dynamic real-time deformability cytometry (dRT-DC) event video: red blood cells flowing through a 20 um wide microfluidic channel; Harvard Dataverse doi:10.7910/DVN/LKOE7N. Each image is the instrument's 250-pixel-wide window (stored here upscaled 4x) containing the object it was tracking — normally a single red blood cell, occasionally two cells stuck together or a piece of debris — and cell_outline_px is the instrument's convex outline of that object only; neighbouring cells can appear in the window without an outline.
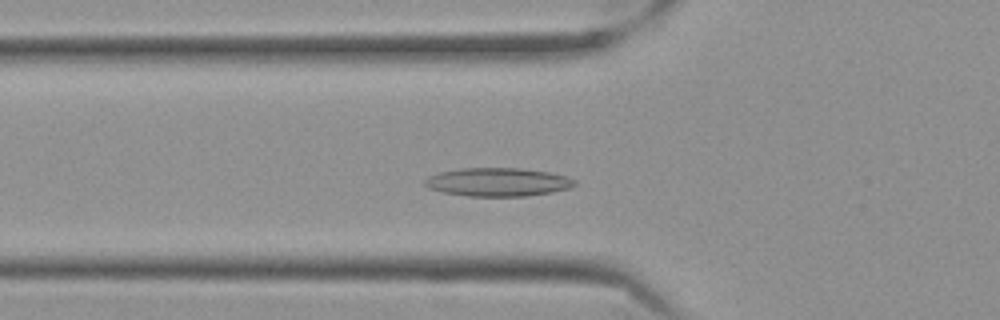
{"species": "Egyptian fruit bat (a non-hibernating species)", "species_latin": "Rousettus aegyptiacus", "temperature_condition": "cold", "stored_images_in_passage": 54, "camera_frame_rate_fps": 3000, "um_per_image_px": 0.085, "frame": {"image": 1, "passage_image": 16, "time_ms": 5.0, "image_size_px": [1000, 320], "cell_outline_px": [[576, 184], [572, 188], [552, 192], [524, 196], [468, 196], [444, 192], [428, 188], [424, 184], [424, 180], [428, 176], [440, 172], [464, 168], [520, 168], [548, 172], [564, 176], [576, 180]], "centroid_in_image_um": [42.32, 15.47], "position_along_channel_um": 83.5, "area_um2": 24.74}}
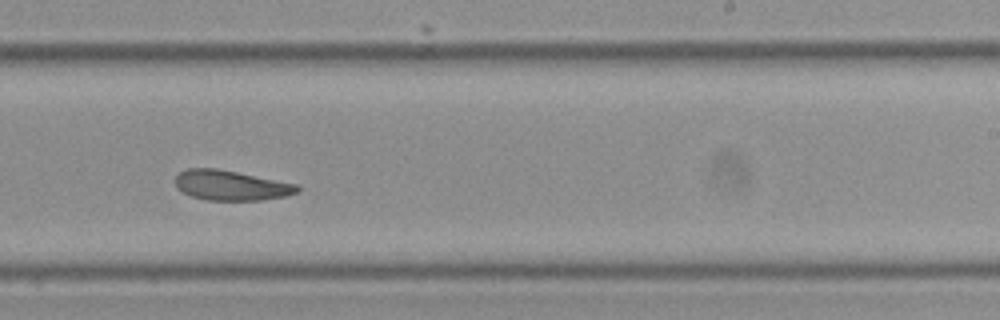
{"frame": {"image": 2, "passage_image": 32, "time_ms": 10.333, "image_size_px": [1000, 320], "cell_outline_px": [[300, 188], [296, 192], [288, 196], [260, 200], [208, 200], [192, 196], [176, 188], [176, 176], [180, 172], [188, 168], [216, 168], [296, 184]], "centroid_in_image_um": [19.62, 15.76], "position_along_channel_um": 269.4, "area_um2": 21.04}}
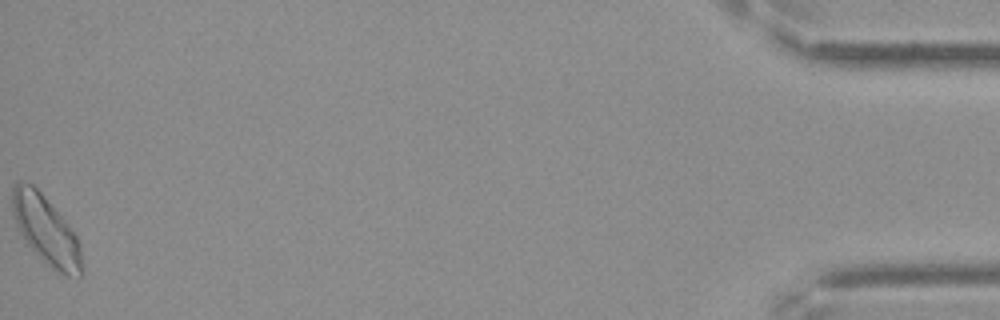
{"frame": {"image": 3, "passage_image": 54, "time_ms": 17.667, "image_size_px": [1000, 320], "cell_outline_px": [[80, 276], [68, 276], [56, 272], [28, 244], [20, 232], [12, 212], [12, 184], [16, 180], [20, 180], [32, 184], [40, 192], [64, 220], [76, 236], [80, 244]], "centroid_in_image_um": [3.86, 19.51], "position_along_channel_um": 431.3, "area_um2": 26.93}, "authors_computed_cell_mechanics": {"area_um2": 22.9466, "velocity_mm_per_s": 3.472, "shape_relaxation_time_tau1_ms": null, "shape_relaxation_time_tau2_ms": 5.5624, "deformation_change_tau1": null, "deformation_change_tau2": 0.1377}}